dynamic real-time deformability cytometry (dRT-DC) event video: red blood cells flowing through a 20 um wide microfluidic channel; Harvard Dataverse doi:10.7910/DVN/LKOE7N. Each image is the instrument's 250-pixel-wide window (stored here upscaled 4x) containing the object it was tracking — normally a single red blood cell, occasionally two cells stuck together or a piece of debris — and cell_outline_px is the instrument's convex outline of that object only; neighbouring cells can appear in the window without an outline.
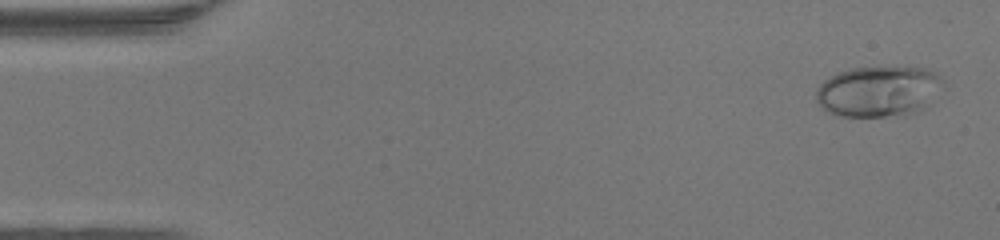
{"species": "human", "species_latin": "Homo sapiens", "temperature_condition": "warm", "stored_images_in_passage": 47, "camera_frame_rate_fps": 3000, "um_per_image_px": 0.085, "donor": {"sex": "female"}, "frame": {"image": 1, "passage_image": 2, "time_ms": 0.333, "image_size_px": [1000, 240], "cell_outline_px": [[944, 80], [928, 104], [920, 112], [904, 116], [832, 116], [816, 100], [816, 88], [824, 80], [840, 72], [852, 68], [924, 68], [936, 72]], "centroid_in_image_um": [74.66, 7.79], "position_along_channel_um": 10.3, "area_um2": 37.34}}
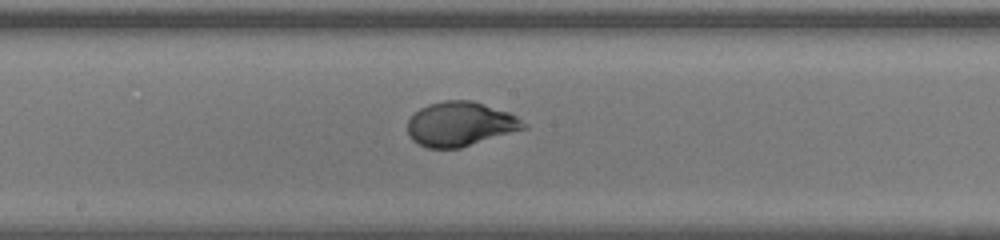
{"frame": {"image": 2, "passage_image": 25, "time_ms": 8.0, "image_size_px": [1000, 240], "cell_outline_px": [[528, 128], [460, 148], [428, 148], [416, 144], [408, 136], [408, 120], [420, 108], [428, 104], [444, 100], [472, 100], [508, 112], [516, 116], [528, 124]], "centroid_in_image_um": [39.12, 10.55], "position_along_channel_um": 209.1, "area_um2": 30.17}}
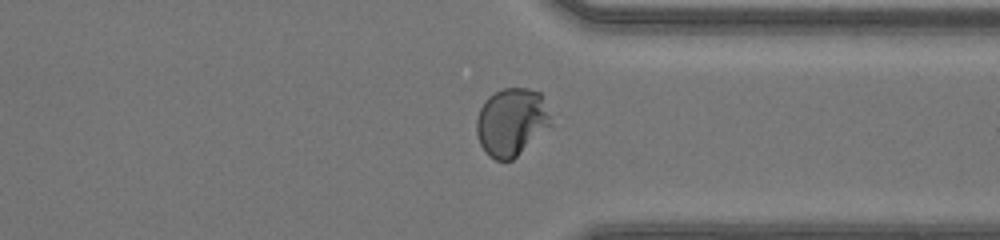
{"frame": {"image": 3, "passage_image": 36, "time_ms": 11.667, "image_size_px": [1000, 240], "cell_outline_px": [[552, 124], [512, 160], [496, 160], [488, 156], [480, 144], [476, 132], [476, 120], [480, 108], [484, 100], [488, 96], [500, 88], [528, 88], [540, 92]], "centroid_in_image_um": [43.43, 10.35], "position_along_channel_um": 368.0, "area_um2": 29.25}, "authors_computed_cell_mechanics": {"area_um2": 30.2872, "velocity_mm_per_s": 4.3471, "shape_relaxation_time_tau1_ms": 9.7961, "shape_relaxation_time_tau2_ms": null, "deformation_change_tau1": 0.3897, "deformation_change_tau2": null}}